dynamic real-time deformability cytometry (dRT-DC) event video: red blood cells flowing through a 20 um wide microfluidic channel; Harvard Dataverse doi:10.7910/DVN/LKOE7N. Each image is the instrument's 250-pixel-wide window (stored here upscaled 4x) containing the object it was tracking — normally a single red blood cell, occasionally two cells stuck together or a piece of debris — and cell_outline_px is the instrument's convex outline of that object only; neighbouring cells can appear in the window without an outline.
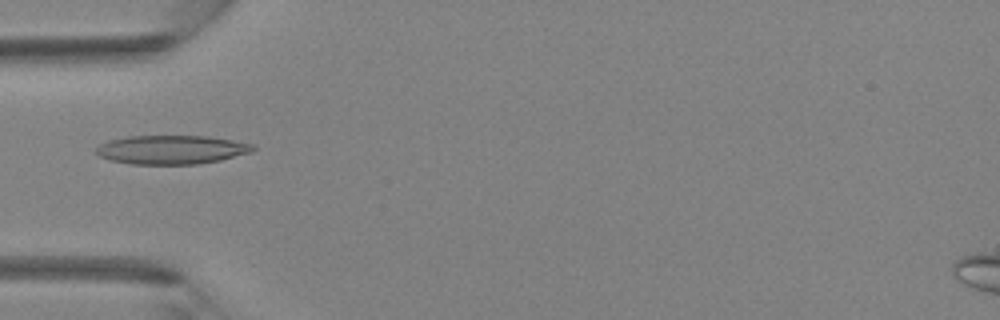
{"species": "Egyptian fruit bat (a non-hibernating species)", "species_latin": "Rousettus aegyptiacus", "temperature_condition": "room temperature", "stored_images_in_passage": 30, "camera_frame_rate_fps": 3000, "um_per_image_px": 0.085, "animal": {"sex": "female"}, "frame": {"image": 1, "passage_image": 1, "time_ms": 0.0, "image_size_px": [1000, 320], "cell_outline_px": [[256, 148], [252, 152], [220, 160], [196, 164], [132, 164], [112, 160], [100, 156], [92, 152], [100, 144], [108, 140], [128, 136], [208, 136], [232, 140], [252, 144]], "centroid_in_image_um": [14.56, 12.72], "position_along_channel_um": 70.4, "area_um2": 26.36}}
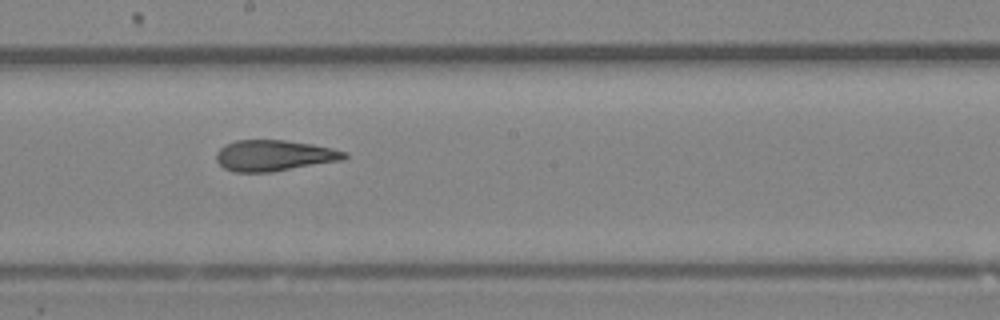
{"frame": {"image": 2, "passage_image": 11, "time_ms": 3.333, "image_size_px": [1000, 320], "cell_outline_px": [[348, 156], [344, 160], [272, 172], [236, 172], [224, 168], [216, 160], [216, 152], [224, 144], [236, 140], [284, 140], [312, 144], [332, 148], [348, 152]], "centroid_in_image_um": [23.31, 13.22], "position_along_channel_um": 224.9, "area_um2": 23.29}}
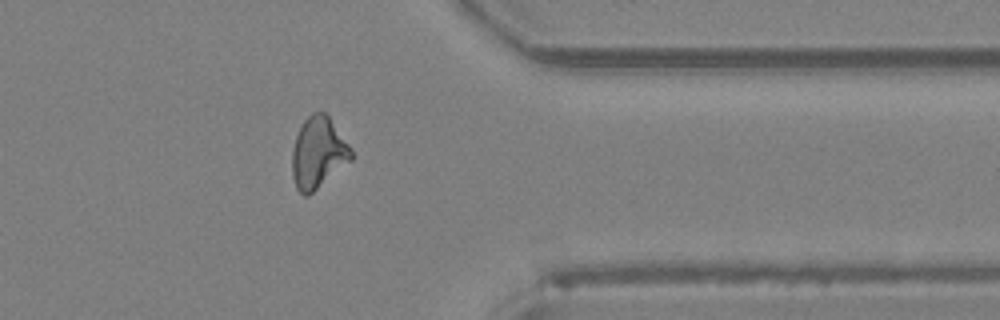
{"frame": {"image": 3, "passage_image": 22, "time_ms": 7.0, "image_size_px": [1000, 320], "cell_outline_px": [[352, 160], [308, 196], [304, 196], [296, 188], [292, 176], [292, 148], [296, 136], [304, 120], [312, 112], [324, 112], [328, 116], [352, 148]], "centroid_in_image_um": [27.04, 13.0], "position_along_channel_um": 384.4, "area_um2": 24.51}}